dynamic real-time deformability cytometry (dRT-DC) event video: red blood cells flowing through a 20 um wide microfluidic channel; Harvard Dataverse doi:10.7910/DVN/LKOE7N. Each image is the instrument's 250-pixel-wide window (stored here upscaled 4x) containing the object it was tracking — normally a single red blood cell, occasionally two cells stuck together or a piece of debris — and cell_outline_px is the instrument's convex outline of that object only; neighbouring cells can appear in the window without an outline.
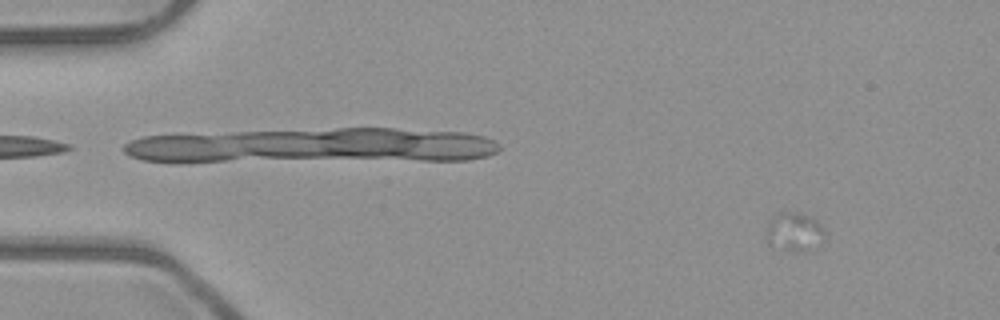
{"species": "common noctule bat (a hibernating species)", "species_latin": "Nyctalus noctula", "temperature_condition": "room temperature", "stored_images_in_passage": 19, "camera_frame_rate_fps": 3000, "um_per_image_px": 0.085, "animal": {"sex": "male", "body_mass_g": 23.1, "forearm_length_mm": 52.7}, "frame": {"image": 1, "passage_image": 3, "time_ms": 0.667, "image_size_px": [1000, 320], "cell_outline_px": [[828, 240], [808, 248], [784, 248], [768, 244], [764, 236], [768, 224], [772, 216], [780, 212], [792, 212], [816, 220], [820, 224]], "centroid_in_image_um": [67.49, 19.66], "position_along_channel_um": 17.5, "area_um2": 12.6}}
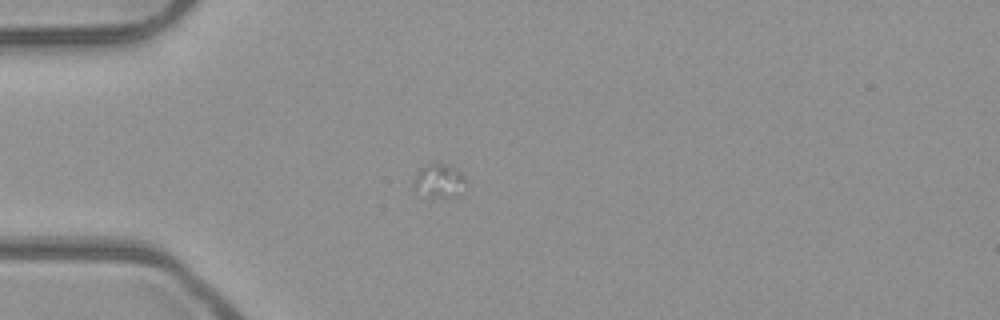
{"frame": {"image": 2, "passage_image": 13, "time_ms": 4.0, "image_size_px": [1000, 320], "cell_outline_px": [[464, 180], [456, 196], [432, 200], [412, 180], [416, 172], [420, 168], [432, 160], [448, 164], [456, 168], [460, 172]], "centroid_in_image_um": [37.29, 15.31], "position_along_channel_um": 47.7, "area_um2": 10.12}}